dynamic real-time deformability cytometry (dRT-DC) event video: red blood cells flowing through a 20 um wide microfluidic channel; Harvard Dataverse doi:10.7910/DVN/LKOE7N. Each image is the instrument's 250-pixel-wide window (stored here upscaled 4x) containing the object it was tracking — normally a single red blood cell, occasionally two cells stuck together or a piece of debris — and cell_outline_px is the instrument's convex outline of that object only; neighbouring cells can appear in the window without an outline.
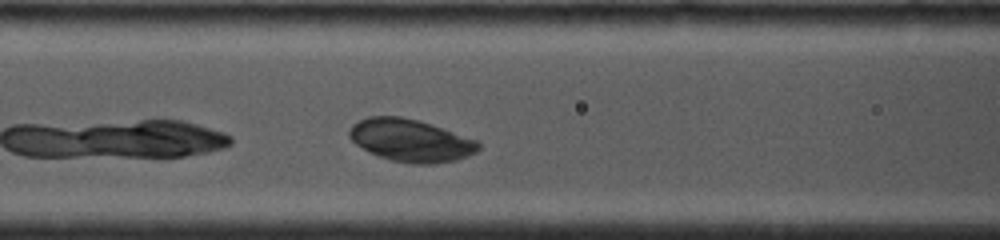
{"species": "common noctule bat (a hibernating species)", "species_latin": "Nyctalus noctula", "temperature_condition": "cold", "stored_images_in_passage": 4, "camera_frame_rate_fps": 4000, "um_per_image_px": 0.085, "animal": {"sex": "female", "body_mass_g": 19.0, "forearm_length_mm": 53.3}, "frame": {"image": 1, "passage_image": 4, "time_ms": 2.5, "image_size_px": [1000, 240], "cell_outline_px": [[480, 148], [476, 152], [468, 156], [456, 160], [432, 164], [416, 164], [392, 160], [368, 152], [356, 144], [348, 136], [348, 132], [352, 124], [368, 116], [400, 116], [432, 124], [480, 140]], "centroid_in_image_um": [34.94, 11.93], "position_along_channel_um": 131.7, "area_um2": 32.14}}